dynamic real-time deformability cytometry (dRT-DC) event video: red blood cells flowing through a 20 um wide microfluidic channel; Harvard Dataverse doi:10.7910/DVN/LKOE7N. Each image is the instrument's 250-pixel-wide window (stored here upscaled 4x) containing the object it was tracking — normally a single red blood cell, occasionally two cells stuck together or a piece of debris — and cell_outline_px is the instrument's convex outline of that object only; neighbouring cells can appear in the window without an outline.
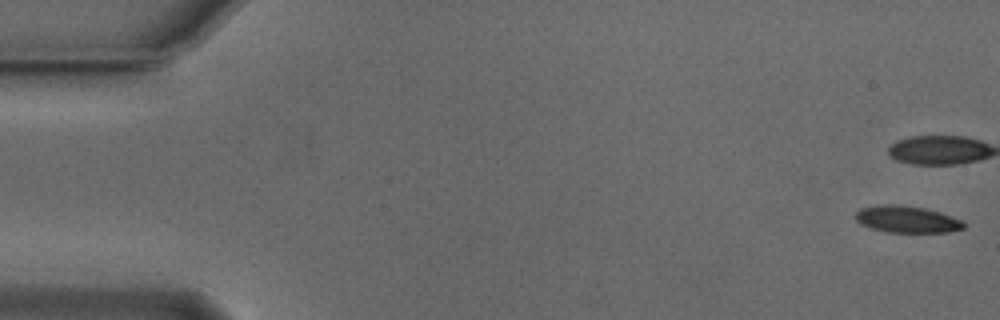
{"species": "Egyptian fruit bat (a non-hibernating species)", "species_latin": "Rousettus aegyptiacus", "temperature_condition": "cold", "stored_images_in_passage": 53, "camera_frame_rate_fps": 3000, "um_per_image_px": 0.085, "animal": {"sex": "male"}, "frame": {"image": 1, "passage_image": 1, "time_ms": 0.0, "image_size_px": [1000, 320], "cell_outline_px": [[964, 228], [948, 232], [888, 232], [872, 228], [860, 224], [856, 220], [856, 212], [860, 208], [884, 204], [896, 204], [924, 208], [940, 212], [960, 220], [964, 224]], "centroid_in_image_um": [77.06, 18.64], "position_along_channel_um": 7.9, "area_um2": 16.7}, "authors_computed_cell_mechanics": {"area_um2": 18.207, "velocity_mm_per_s": 3.8441, "shape_relaxation_time_tau1_ms": 3.4809, "shape_relaxation_time_tau2_ms": null, "deformation_change_tau1": 0.1053, "deformation_change_tau2": null}}